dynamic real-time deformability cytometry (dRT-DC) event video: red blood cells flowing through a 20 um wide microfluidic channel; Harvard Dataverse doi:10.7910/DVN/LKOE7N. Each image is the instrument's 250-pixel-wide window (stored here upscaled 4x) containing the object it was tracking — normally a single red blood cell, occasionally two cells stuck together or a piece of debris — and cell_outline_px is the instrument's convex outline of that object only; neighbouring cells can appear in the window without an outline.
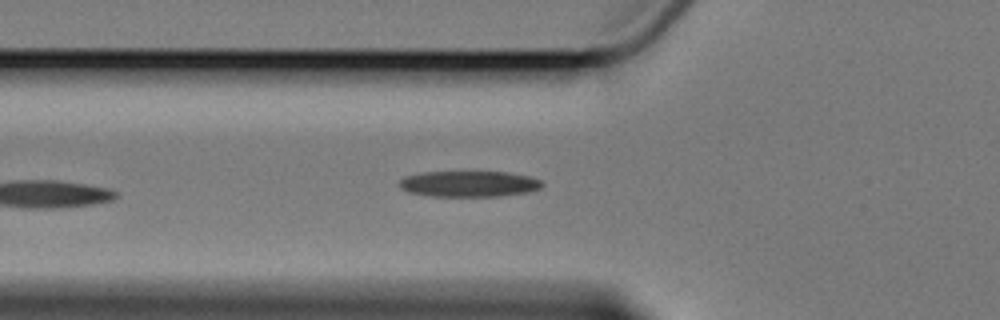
{"species": "Egyptian fruit bat (a non-hibernating species)", "species_latin": "Rousettus aegyptiacus", "temperature_condition": "cold", "stored_images_in_passage": 5, "camera_frame_rate_fps": 3000, "um_per_image_px": 0.085, "animal": {"sex": "female"}, "frame": {"image": 1, "passage_image": 5, "time_ms": 5.333, "image_size_px": [1000, 320], "cell_outline_px": [[544, 184], [540, 188], [528, 192], [500, 196], [432, 196], [408, 192], [400, 188], [400, 180], [404, 176], [420, 172], [508, 172], [532, 176], [540, 180]], "centroid_in_image_um": [39.87, 15.62], "position_along_channel_um": 85.9, "area_um2": 21.68}}